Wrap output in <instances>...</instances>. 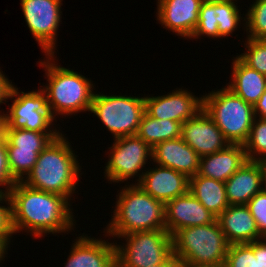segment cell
Here are the masks:
<instances>
[{
	"label": "cell",
	"instance_id": "6da1fadb",
	"mask_svg": "<svg viewBox=\"0 0 266 267\" xmlns=\"http://www.w3.org/2000/svg\"><path fill=\"white\" fill-rule=\"evenodd\" d=\"M8 195L14 234L26 230L40 238L47 233H66L74 229L75 219L66 197L30 188L22 182H16Z\"/></svg>",
	"mask_w": 266,
	"mask_h": 267
},
{
	"label": "cell",
	"instance_id": "7a4b0ae2",
	"mask_svg": "<svg viewBox=\"0 0 266 267\" xmlns=\"http://www.w3.org/2000/svg\"><path fill=\"white\" fill-rule=\"evenodd\" d=\"M66 139L62 133L53 139L38 155L31 172L22 183L36 190L59 194L70 201L82 168L71 143Z\"/></svg>",
	"mask_w": 266,
	"mask_h": 267
},
{
	"label": "cell",
	"instance_id": "3957f363",
	"mask_svg": "<svg viewBox=\"0 0 266 267\" xmlns=\"http://www.w3.org/2000/svg\"><path fill=\"white\" fill-rule=\"evenodd\" d=\"M116 196L114 214L104 230L109 236L114 238L138 231L166 229L165 204L139 185H125Z\"/></svg>",
	"mask_w": 266,
	"mask_h": 267
},
{
	"label": "cell",
	"instance_id": "277c9868",
	"mask_svg": "<svg viewBox=\"0 0 266 267\" xmlns=\"http://www.w3.org/2000/svg\"><path fill=\"white\" fill-rule=\"evenodd\" d=\"M46 56L44 61H39V65L45 68V76L49 83L41 89L47 96L52 116L68 117L79 112H89L95 94L91 80L70 68L55 64V55Z\"/></svg>",
	"mask_w": 266,
	"mask_h": 267
},
{
	"label": "cell",
	"instance_id": "5b68a950",
	"mask_svg": "<svg viewBox=\"0 0 266 267\" xmlns=\"http://www.w3.org/2000/svg\"><path fill=\"white\" fill-rule=\"evenodd\" d=\"M172 245L181 264L224 265L230 244L216 218L206 225L176 231L172 235Z\"/></svg>",
	"mask_w": 266,
	"mask_h": 267
},
{
	"label": "cell",
	"instance_id": "8992f818",
	"mask_svg": "<svg viewBox=\"0 0 266 267\" xmlns=\"http://www.w3.org/2000/svg\"><path fill=\"white\" fill-rule=\"evenodd\" d=\"M203 110L211 117L230 144H244L255 118L253 105L226 86L205 94Z\"/></svg>",
	"mask_w": 266,
	"mask_h": 267
},
{
	"label": "cell",
	"instance_id": "52a82bcc",
	"mask_svg": "<svg viewBox=\"0 0 266 267\" xmlns=\"http://www.w3.org/2000/svg\"><path fill=\"white\" fill-rule=\"evenodd\" d=\"M91 113L106 126L114 138L137 134L145 113L144 97L94 94Z\"/></svg>",
	"mask_w": 266,
	"mask_h": 267
},
{
	"label": "cell",
	"instance_id": "ba28073f",
	"mask_svg": "<svg viewBox=\"0 0 266 267\" xmlns=\"http://www.w3.org/2000/svg\"><path fill=\"white\" fill-rule=\"evenodd\" d=\"M117 238H124V246L116 247L118 267H143L165 261L173 253L172 236L166 229L138 231Z\"/></svg>",
	"mask_w": 266,
	"mask_h": 267
},
{
	"label": "cell",
	"instance_id": "9c48e42d",
	"mask_svg": "<svg viewBox=\"0 0 266 267\" xmlns=\"http://www.w3.org/2000/svg\"><path fill=\"white\" fill-rule=\"evenodd\" d=\"M8 99H13V103L9 105L11 107L8 112L4 113L3 129L59 132L56 128H51L55 118L48 108L47 96L41 88L38 91L19 92L13 85Z\"/></svg>",
	"mask_w": 266,
	"mask_h": 267
},
{
	"label": "cell",
	"instance_id": "30bf717a",
	"mask_svg": "<svg viewBox=\"0 0 266 267\" xmlns=\"http://www.w3.org/2000/svg\"><path fill=\"white\" fill-rule=\"evenodd\" d=\"M109 160L106 163L105 177L108 181L119 183L138 176V182L143 176L140 173L148 159H152V148L137 135L114 138L109 147ZM139 173V174H138Z\"/></svg>",
	"mask_w": 266,
	"mask_h": 267
},
{
	"label": "cell",
	"instance_id": "8fae6325",
	"mask_svg": "<svg viewBox=\"0 0 266 267\" xmlns=\"http://www.w3.org/2000/svg\"><path fill=\"white\" fill-rule=\"evenodd\" d=\"M62 0H21L26 24L44 55H54Z\"/></svg>",
	"mask_w": 266,
	"mask_h": 267
},
{
	"label": "cell",
	"instance_id": "7c38bea8",
	"mask_svg": "<svg viewBox=\"0 0 266 267\" xmlns=\"http://www.w3.org/2000/svg\"><path fill=\"white\" fill-rule=\"evenodd\" d=\"M145 112L154 119L173 120L183 124L203 109V97H197L186 89L173 90L162 96H144Z\"/></svg>",
	"mask_w": 266,
	"mask_h": 267
},
{
	"label": "cell",
	"instance_id": "4fadbf2b",
	"mask_svg": "<svg viewBox=\"0 0 266 267\" xmlns=\"http://www.w3.org/2000/svg\"><path fill=\"white\" fill-rule=\"evenodd\" d=\"M181 137L200 158L220 151L230 144L203 109L182 124Z\"/></svg>",
	"mask_w": 266,
	"mask_h": 267
},
{
	"label": "cell",
	"instance_id": "5bb4252c",
	"mask_svg": "<svg viewBox=\"0 0 266 267\" xmlns=\"http://www.w3.org/2000/svg\"><path fill=\"white\" fill-rule=\"evenodd\" d=\"M204 0H158L157 20L178 36L191 39Z\"/></svg>",
	"mask_w": 266,
	"mask_h": 267
},
{
	"label": "cell",
	"instance_id": "9a60e30c",
	"mask_svg": "<svg viewBox=\"0 0 266 267\" xmlns=\"http://www.w3.org/2000/svg\"><path fill=\"white\" fill-rule=\"evenodd\" d=\"M147 170H142L143 176L136 184L154 199L166 204L189 191V178L185 174L158 164Z\"/></svg>",
	"mask_w": 266,
	"mask_h": 267
},
{
	"label": "cell",
	"instance_id": "2e32d148",
	"mask_svg": "<svg viewBox=\"0 0 266 267\" xmlns=\"http://www.w3.org/2000/svg\"><path fill=\"white\" fill-rule=\"evenodd\" d=\"M215 219L190 191L165 204V226L171 236L180 229L206 225Z\"/></svg>",
	"mask_w": 266,
	"mask_h": 267
},
{
	"label": "cell",
	"instance_id": "e0dca14e",
	"mask_svg": "<svg viewBox=\"0 0 266 267\" xmlns=\"http://www.w3.org/2000/svg\"><path fill=\"white\" fill-rule=\"evenodd\" d=\"M64 267H114L115 243L94 239L88 235L76 237Z\"/></svg>",
	"mask_w": 266,
	"mask_h": 267
},
{
	"label": "cell",
	"instance_id": "ac0fdd59",
	"mask_svg": "<svg viewBox=\"0 0 266 267\" xmlns=\"http://www.w3.org/2000/svg\"><path fill=\"white\" fill-rule=\"evenodd\" d=\"M199 155L183 141L182 137L166 140L152 148L154 164L169 167L188 178L198 173Z\"/></svg>",
	"mask_w": 266,
	"mask_h": 267
},
{
	"label": "cell",
	"instance_id": "d6986e66",
	"mask_svg": "<svg viewBox=\"0 0 266 267\" xmlns=\"http://www.w3.org/2000/svg\"><path fill=\"white\" fill-rule=\"evenodd\" d=\"M217 220L229 244L251 243L263 238L246 205H229Z\"/></svg>",
	"mask_w": 266,
	"mask_h": 267
},
{
	"label": "cell",
	"instance_id": "ffe728a7",
	"mask_svg": "<svg viewBox=\"0 0 266 267\" xmlns=\"http://www.w3.org/2000/svg\"><path fill=\"white\" fill-rule=\"evenodd\" d=\"M247 160L243 144H229L220 151L201 157L197 174L225 183Z\"/></svg>",
	"mask_w": 266,
	"mask_h": 267
},
{
	"label": "cell",
	"instance_id": "44dd1931",
	"mask_svg": "<svg viewBox=\"0 0 266 267\" xmlns=\"http://www.w3.org/2000/svg\"><path fill=\"white\" fill-rule=\"evenodd\" d=\"M229 205H246L262 190V162L249 161L225 182Z\"/></svg>",
	"mask_w": 266,
	"mask_h": 267
},
{
	"label": "cell",
	"instance_id": "7402d4cb",
	"mask_svg": "<svg viewBox=\"0 0 266 267\" xmlns=\"http://www.w3.org/2000/svg\"><path fill=\"white\" fill-rule=\"evenodd\" d=\"M232 66V81L226 87L254 106L266 90V76L246 65L238 56L233 59Z\"/></svg>",
	"mask_w": 266,
	"mask_h": 267
},
{
	"label": "cell",
	"instance_id": "603a6c76",
	"mask_svg": "<svg viewBox=\"0 0 266 267\" xmlns=\"http://www.w3.org/2000/svg\"><path fill=\"white\" fill-rule=\"evenodd\" d=\"M189 191L216 218L229 206L224 182L196 174L189 178Z\"/></svg>",
	"mask_w": 266,
	"mask_h": 267
},
{
	"label": "cell",
	"instance_id": "cb8c5ba5",
	"mask_svg": "<svg viewBox=\"0 0 266 267\" xmlns=\"http://www.w3.org/2000/svg\"><path fill=\"white\" fill-rule=\"evenodd\" d=\"M182 124L173 120H159L143 114L137 136L154 148L160 142L181 137Z\"/></svg>",
	"mask_w": 266,
	"mask_h": 267
},
{
	"label": "cell",
	"instance_id": "d4e9b609",
	"mask_svg": "<svg viewBox=\"0 0 266 267\" xmlns=\"http://www.w3.org/2000/svg\"><path fill=\"white\" fill-rule=\"evenodd\" d=\"M60 134V132L3 129L7 150H33V152H42Z\"/></svg>",
	"mask_w": 266,
	"mask_h": 267
},
{
	"label": "cell",
	"instance_id": "484cf974",
	"mask_svg": "<svg viewBox=\"0 0 266 267\" xmlns=\"http://www.w3.org/2000/svg\"><path fill=\"white\" fill-rule=\"evenodd\" d=\"M243 145L249 161H266V118H254L249 137Z\"/></svg>",
	"mask_w": 266,
	"mask_h": 267
},
{
	"label": "cell",
	"instance_id": "4316f807",
	"mask_svg": "<svg viewBox=\"0 0 266 267\" xmlns=\"http://www.w3.org/2000/svg\"><path fill=\"white\" fill-rule=\"evenodd\" d=\"M217 20L218 0H204L200 6L198 24L191 38L200 39L203 35L209 38H219Z\"/></svg>",
	"mask_w": 266,
	"mask_h": 267
},
{
	"label": "cell",
	"instance_id": "83f0119b",
	"mask_svg": "<svg viewBox=\"0 0 266 267\" xmlns=\"http://www.w3.org/2000/svg\"><path fill=\"white\" fill-rule=\"evenodd\" d=\"M40 153L33 150H7L8 167L16 182H22L27 177Z\"/></svg>",
	"mask_w": 266,
	"mask_h": 267
},
{
	"label": "cell",
	"instance_id": "f1b7e54d",
	"mask_svg": "<svg viewBox=\"0 0 266 267\" xmlns=\"http://www.w3.org/2000/svg\"><path fill=\"white\" fill-rule=\"evenodd\" d=\"M245 16L247 38L266 39V0H255Z\"/></svg>",
	"mask_w": 266,
	"mask_h": 267
},
{
	"label": "cell",
	"instance_id": "f546056e",
	"mask_svg": "<svg viewBox=\"0 0 266 267\" xmlns=\"http://www.w3.org/2000/svg\"><path fill=\"white\" fill-rule=\"evenodd\" d=\"M241 12L234 0H218V31L219 38L228 37L241 22Z\"/></svg>",
	"mask_w": 266,
	"mask_h": 267
},
{
	"label": "cell",
	"instance_id": "4dcf8cb0",
	"mask_svg": "<svg viewBox=\"0 0 266 267\" xmlns=\"http://www.w3.org/2000/svg\"><path fill=\"white\" fill-rule=\"evenodd\" d=\"M247 51L238 57L249 67L266 76V39L247 38Z\"/></svg>",
	"mask_w": 266,
	"mask_h": 267
},
{
	"label": "cell",
	"instance_id": "1f68e13d",
	"mask_svg": "<svg viewBox=\"0 0 266 267\" xmlns=\"http://www.w3.org/2000/svg\"><path fill=\"white\" fill-rule=\"evenodd\" d=\"M224 267H254V241L230 244Z\"/></svg>",
	"mask_w": 266,
	"mask_h": 267
},
{
	"label": "cell",
	"instance_id": "d6a6232c",
	"mask_svg": "<svg viewBox=\"0 0 266 267\" xmlns=\"http://www.w3.org/2000/svg\"><path fill=\"white\" fill-rule=\"evenodd\" d=\"M256 221L259 234L266 238V193L261 190L246 204Z\"/></svg>",
	"mask_w": 266,
	"mask_h": 267
},
{
	"label": "cell",
	"instance_id": "836d02e7",
	"mask_svg": "<svg viewBox=\"0 0 266 267\" xmlns=\"http://www.w3.org/2000/svg\"><path fill=\"white\" fill-rule=\"evenodd\" d=\"M7 204L8 206L0 205V242L8 249L10 240L12 238L13 229L11 225V202L9 195L0 193V203Z\"/></svg>",
	"mask_w": 266,
	"mask_h": 267
},
{
	"label": "cell",
	"instance_id": "e575fe53",
	"mask_svg": "<svg viewBox=\"0 0 266 267\" xmlns=\"http://www.w3.org/2000/svg\"><path fill=\"white\" fill-rule=\"evenodd\" d=\"M15 183L8 167L6 140L2 136L0 138V186L5 187V190L0 189V193L8 194Z\"/></svg>",
	"mask_w": 266,
	"mask_h": 267
},
{
	"label": "cell",
	"instance_id": "d590c367",
	"mask_svg": "<svg viewBox=\"0 0 266 267\" xmlns=\"http://www.w3.org/2000/svg\"><path fill=\"white\" fill-rule=\"evenodd\" d=\"M254 267H266V238L254 241Z\"/></svg>",
	"mask_w": 266,
	"mask_h": 267
},
{
	"label": "cell",
	"instance_id": "8d00e7d4",
	"mask_svg": "<svg viewBox=\"0 0 266 267\" xmlns=\"http://www.w3.org/2000/svg\"><path fill=\"white\" fill-rule=\"evenodd\" d=\"M12 82L4 75L0 68V104L8 102V97L12 89Z\"/></svg>",
	"mask_w": 266,
	"mask_h": 267
},
{
	"label": "cell",
	"instance_id": "74e56055",
	"mask_svg": "<svg viewBox=\"0 0 266 267\" xmlns=\"http://www.w3.org/2000/svg\"><path fill=\"white\" fill-rule=\"evenodd\" d=\"M255 117L266 118V90L253 106Z\"/></svg>",
	"mask_w": 266,
	"mask_h": 267
},
{
	"label": "cell",
	"instance_id": "f35d334b",
	"mask_svg": "<svg viewBox=\"0 0 266 267\" xmlns=\"http://www.w3.org/2000/svg\"><path fill=\"white\" fill-rule=\"evenodd\" d=\"M181 262L179 259L172 253L165 261L153 265L143 266V267H180Z\"/></svg>",
	"mask_w": 266,
	"mask_h": 267
},
{
	"label": "cell",
	"instance_id": "ab89813d",
	"mask_svg": "<svg viewBox=\"0 0 266 267\" xmlns=\"http://www.w3.org/2000/svg\"><path fill=\"white\" fill-rule=\"evenodd\" d=\"M262 190L266 193V161L262 162Z\"/></svg>",
	"mask_w": 266,
	"mask_h": 267
},
{
	"label": "cell",
	"instance_id": "60d3db41",
	"mask_svg": "<svg viewBox=\"0 0 266 267\" xmlns=\"http://www.w3.org/2000/svg\"><path fill=\"white\" fill-rule=\"evenodd\" d=\"M180 267H224V265H195V264H181Z\"/></svg>",
	"mask_w": 266,
	"mask_h": 267
},
{
	"label": "cell",
	"instance_id": "b9f144b4",
	"mask_svg": "<svg viewBox=\"0 0 266 267\" xmlns=\"http://www.w3.org/2000/svg\"><path fill=\"white\" fill-rule=\"evenodd\" d=\"M6 250L8 251V249L0 242V263H1L2 260H4V257L7 254Z\"/></svg>",
	"mask_w": 266,
	"mask_h": 267
},
{
	"label": "cell",
	"instance_id": "7bdbcfd3",
	"mask_svg": "<svg viewBox=\"0 0 266 267\" xmlns=\"http://www.w3.org/2000/svg\"><path fill=\"white\" fill-rule=\"evenodd\" d=\"M3 128H4V111L3 113L0 111V138L3 136Z\"/></svg>",
	"mask_w": 266,
	"mask_h": 267
}]
</instances>
